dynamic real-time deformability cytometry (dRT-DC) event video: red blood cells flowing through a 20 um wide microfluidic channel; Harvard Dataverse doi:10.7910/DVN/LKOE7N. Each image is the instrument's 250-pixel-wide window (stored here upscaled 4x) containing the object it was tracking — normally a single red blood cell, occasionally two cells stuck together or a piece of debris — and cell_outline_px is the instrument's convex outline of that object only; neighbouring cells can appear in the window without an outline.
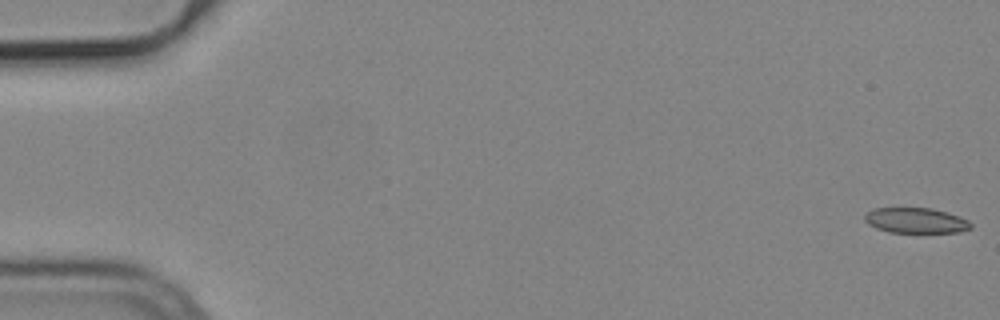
{"species": "common noctule bat (a hibernating species)", "species_latin": "Nyctalus noctula", "temperature_condition": "cold", "stored_images_in_passage": 55, "camera_frame_rate_fps": 3000, "um_per_image_px": 0.085, "animal": {"sex": "male", "body_mass_g": 19.2, "forearm_length_mm": 51.8}, "frame": {"image": 1, "passage_image": 1, "time_ms": 0.0, "image_size_px": [1000, 320], "cell_outline_px": [[972, 228], [960, 232], [888, 232], [876, 228], [868, 224], [864, 220], [864, 216], [872, 208], [932, 208], [948, 212], [968, 220], [972, 224]], "centroid_in_image_um": [77.85, 18.74], "position_along_channel_um": 7.2, "area_um2": 15.72}}
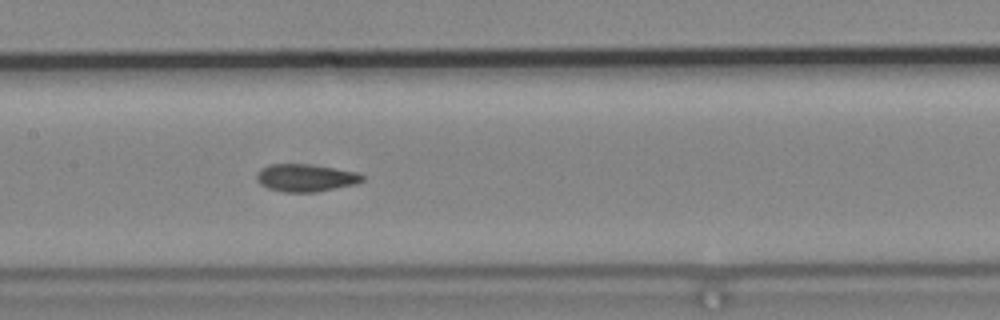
{"frame": {"image": 2, "passage_image": 27, "time_ms": 8.667, "image_size_px": [1000, 320], "cell_outline_px": [[364, 180], [356, 184], [316, 192], [284, 192], [268, 188], [260, 184], [256, 180], [256, 176], [260, 168], [268, 164], [308, 164], [336, 168], [356, 172], [364, 176]], "centroid_in_image_um": [25.96, 15.11], "position_along_channel_um": 181.4, "area_um2": 17.05}}
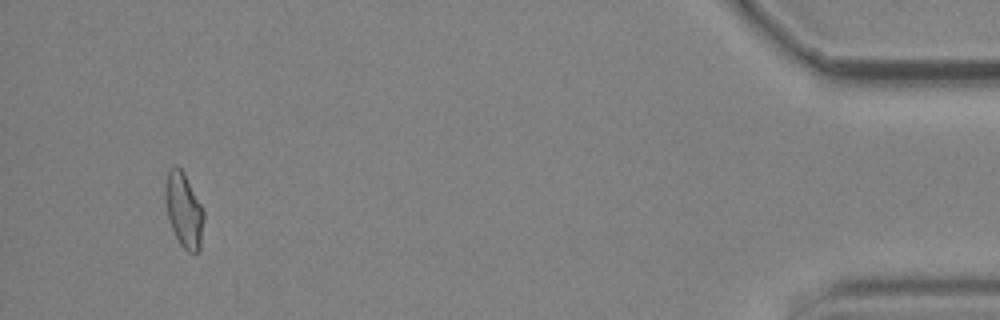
{"frame": {"image": 3, "passage_image": 52, "time_ms": 17.0, "image_size_px": [1000, 320], "cell_outline_px": [[204, 220], [200, 248], [196, 256], [188, 252], [180, 244], [172, 228], [168, 216], [164, 200], [164, 188], [168, 168], [180, 168], [184, 172], [204, 212]], "centroid_in_image_um": [15.62, 17.89], "position_along_channel_um": 419.6, "area_um2": 16.76}, "authors_computed_cell_mechanics": {"area_um2": 16.762, "velocity_mm_per_s": 3.7818, "shape_relaxation_time_tau1_ms": null, "shape_relaxation_time_tau2_ms": 1.6515, "deformation_change_tau1": null, "deformation_change_tau2": 0.0657}}